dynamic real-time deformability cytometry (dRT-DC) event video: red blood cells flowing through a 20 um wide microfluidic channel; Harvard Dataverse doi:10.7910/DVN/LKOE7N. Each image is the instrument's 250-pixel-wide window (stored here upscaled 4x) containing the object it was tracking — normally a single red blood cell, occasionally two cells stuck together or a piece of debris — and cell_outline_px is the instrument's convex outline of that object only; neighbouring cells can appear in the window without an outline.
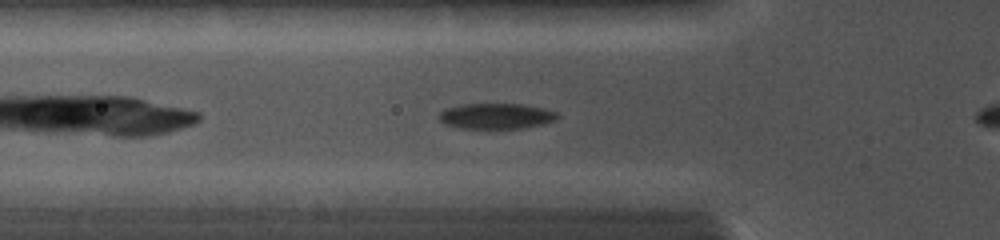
{"species": "common noctule bat (a hibernating species)", "species_latin": "Nyctalus noctula", "temperature_condition": "cold", "stored_images_in_passage": 52, "camera_frame_rate_fps": 5000, "um_per_image_px": 0.085, "animal": {"sex": "female", "body_mass_g": 19.0, "forearm_length_mm": 56.7}, "frame": {"image": 1, "passage_image": 4, "time_ms": 0.4, "image_size_px": [1000, 240], "cell_outline_px": [[560, 116], [556, 120], [524, 128], [460, 128], [444, 124], [440, 120], [440, 112], [444, 108], [460, 104], [524, 104], [544, 108], [556, 112]], "centroid_in_image_um": [42.17, 9.86], "position_along_channel_um": 83.6, "area_um2": 17.69}}
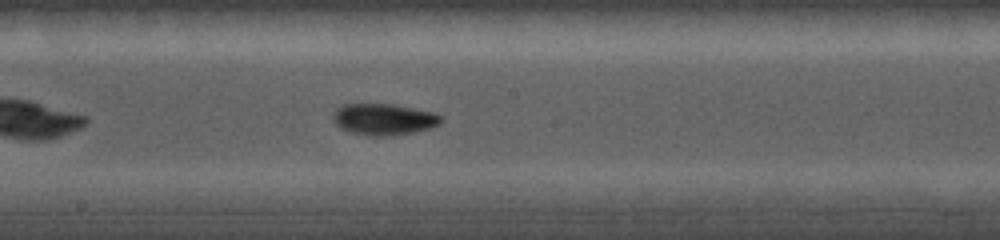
{"frame": {"image": 2, "passage_image": 27, "time_ms": 3.4, "image_size_px": [1000, 240], "cell_outline_px": [[440, 124], [428, 128], [412, 132], [388, 136], [372, 136], [352, 132], [340, 128], [332, 120], [332, 116], [336, 108], [344, 104], [392, 104], [436, 112], [440, 116]], "centroid_in_image_um": [32.59, 10.13], "position_along_channel_um": 215.6, "area_um2": 19.65}}
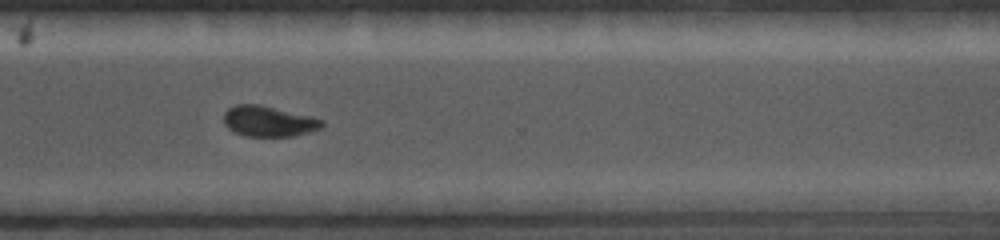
{"frame": {"image": 3, "passage_image": 39, "time_ms": 6.4, "image_size_px": [1000, 240], "cell_outline_px": [[324, 124], [320, 128], [308, 132], [292, 136], [244, 136], [228, 128], [224, 124], [224, 112], [228, 108], [236, 104], [260, 104], [312, 116], [324, 120]], "centroid_in_image_um": [22.83, 10.29], "position_along_channel_um": 347.8, "area_um2": 17.57}}